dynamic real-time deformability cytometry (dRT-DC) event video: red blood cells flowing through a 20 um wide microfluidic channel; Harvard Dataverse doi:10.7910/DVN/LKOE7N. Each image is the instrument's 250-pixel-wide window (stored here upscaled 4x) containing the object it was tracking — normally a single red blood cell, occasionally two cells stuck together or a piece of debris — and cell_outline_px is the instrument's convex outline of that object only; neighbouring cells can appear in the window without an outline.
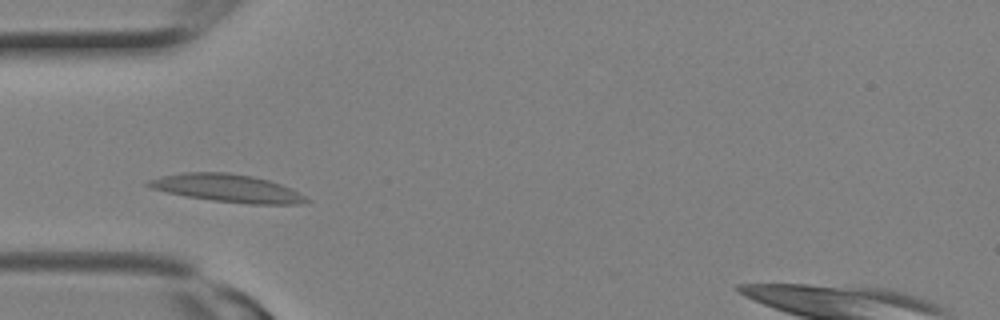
{"species": "Egyptian fruit bat (a non-hibernating species)", "species_latin": "Rousettus aegyptiacus", "temperature_condition": "room temperature", "stored_images_in_passage": 22, "segment_of_instrument_passage": [1, 2], "camera_frame_rate_fps": 3000, "um_per_image_px": 0.085, "animal": {"sex": "female"}, "frame": {"image": 1, "passage_image": 4, "time_ms": 1.0, "image_size_px": [1000, 320], "cell_outline_px": [[312, 200], [304, 204], [252, 204], [212, 200], [184, 196], [152, 188], [144, 184], [148, 180], [160, 176], [184, 172], [228, 172], [252, 176], [268, 180], [280, 184]], "centroid_in_image_um": [19.3, 15.99], "position_along_channel_um": 65.7, "area_um2": 25.43}}
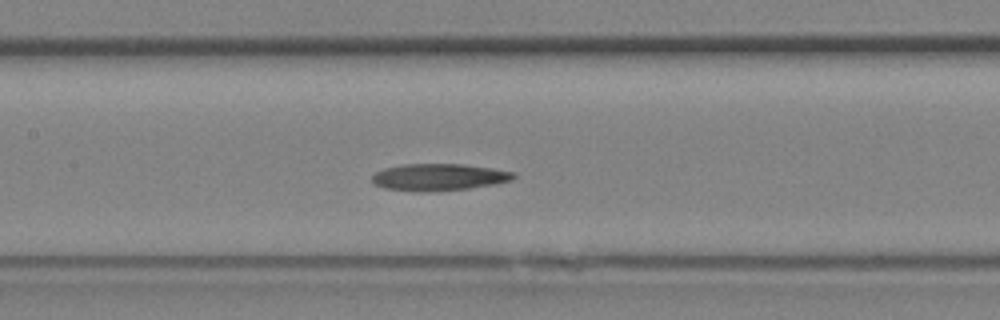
{"frame": {"image": 2, "passage_image": 8, "time_ms": 2.333, "image_size_px": [1000, 320], "cell_outline_px": [[516, 176], [512, 180], [496, 184], [468, 188], [432, 192], [420, 192], [384, 188], [372, 184], [372, 176], [376, 172], [384, 168], [404, 164], [464, 164], [492, 168], [516, 172]], "centroid_in_image_um": [37.31, 15.06], "position_along_channel_um": 170.1, "area_um2": 22.43}}
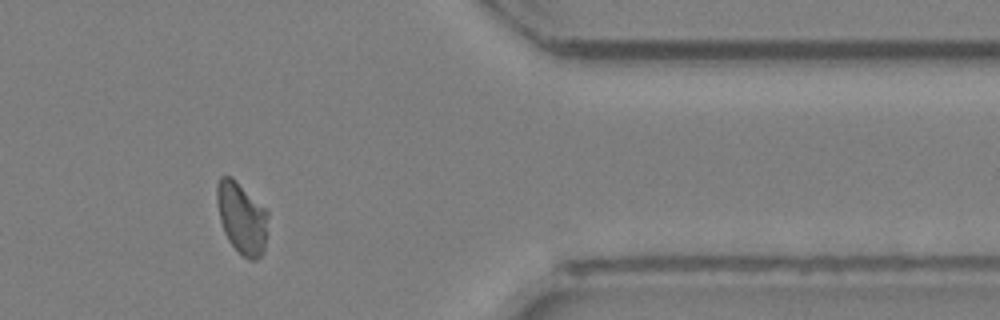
{"frame": {"image": 3, "passage_image": 17, "time_ms": 5.333, "image_size_px": [1000, 320], "cell_outline_px": [[268, 216], [264, 248], [260, 256], [256, 260], [248, 260], [228, 240], [224, 232], [220, 220], [216, 200], [216, 184], [220, 176], [232, 176], [268, 212]], "centroid_in_image_um": [20.52, 18.5], "position_along_channel_um": 390.9, "area_um2": 21.1}}